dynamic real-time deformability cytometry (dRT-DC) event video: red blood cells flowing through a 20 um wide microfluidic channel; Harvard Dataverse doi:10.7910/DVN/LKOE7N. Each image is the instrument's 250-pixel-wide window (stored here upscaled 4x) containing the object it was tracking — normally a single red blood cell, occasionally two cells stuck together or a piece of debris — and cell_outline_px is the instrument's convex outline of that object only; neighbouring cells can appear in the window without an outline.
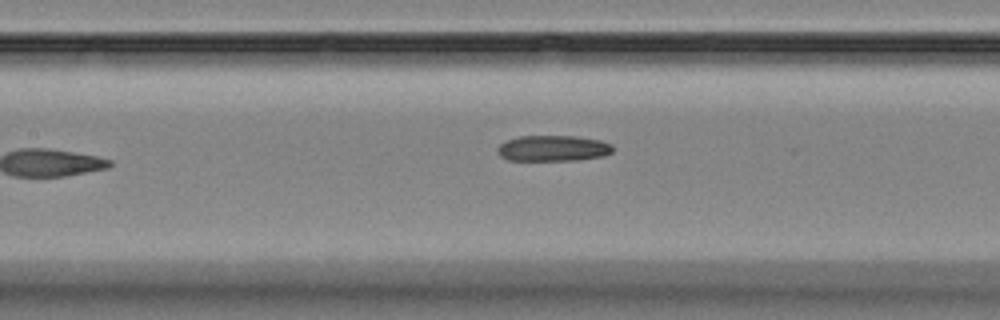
{"species": "Egyptian fruit bat (a non-hibernating species)", "species_latin": "Rousettus aegyptiacus", "temperature_condition": "room temperature", "stored_images_in_passage": 16, "camera_frame_rate_fps": 3000, "um_per_image_px": 0.085, "animal": {"sex": "female"}, "frame": {"image": 1, "passage_image": 7, "time_ms": 7.333, "image_size_px": [1000, 320], "cell_outline_px": [[612, 152], [604, 156], [580, 160], [508, 160], [500, 156], [496, 152], [496, 148], [500, 144], [508, 140], [520, 136], [576, 136], [600, 140], [612, 144]], "centroid_in_image_um": [47.01, 12.61], "position_along_channel_um": 160.4, "area_um2": 17.46}}
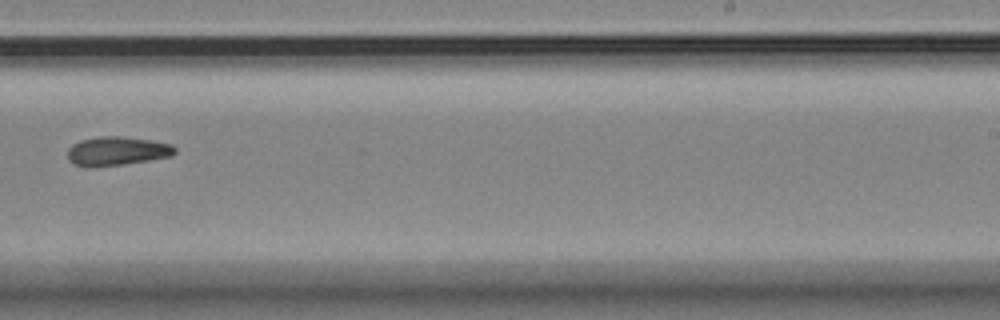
{"frame": {"image": 2, "passage_image": 10, "time_ms": 10.667, "image_size_px": [1000, 320], "cell_outline_px": [[176, 152], [172, 156], [124, 164], [88, 168], [72, 164], [68, 160], [68, 148], [72, 144], [80, 140], [100, 136], [120, 136], [152, 140], [172, 144], [176, 148]], "centroid_in_image_um": [9.92, 12.84], "position_along_channel_um": 279.1, "area_um2": 18.32}}
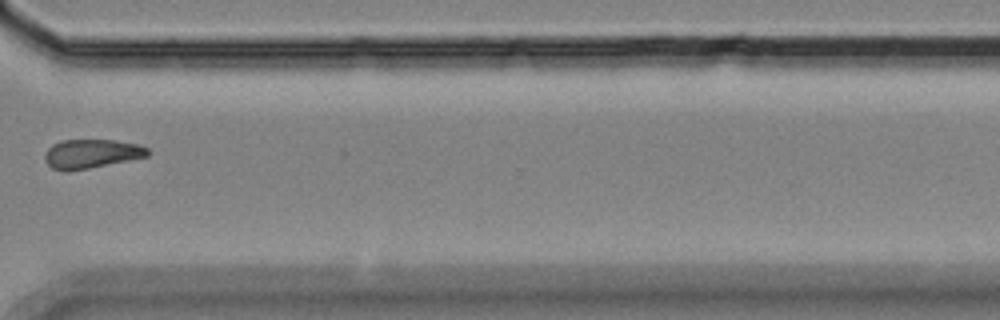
{"frame": {"image": 3, "passage_image": 12, "time_ms": 13.0, "image_size_px": [1000, 320], "cell_outline_px": [[148, 156], [88, 168], [52, 168], [48, 164], [44, 156], [48, 148], [52, 144], [64, 140], [116, 140], [140, 144], [148, 148]], "centroid_in_image_um": [7.83, 13.02], "position_along_channel_um": 362.8, "area_um2": 16.76}, "authors_computed_cell_mechanics": {"area_um2": 18.0625, "velocity_mm_per_s": 3.5604, "shape_relaxation_time_tau1_ms": null, "shape_relaxation_time_tau2_ms": 2.5649, "deformation_change_tau1": null, "deformation_change_tau2": 0.0553}}